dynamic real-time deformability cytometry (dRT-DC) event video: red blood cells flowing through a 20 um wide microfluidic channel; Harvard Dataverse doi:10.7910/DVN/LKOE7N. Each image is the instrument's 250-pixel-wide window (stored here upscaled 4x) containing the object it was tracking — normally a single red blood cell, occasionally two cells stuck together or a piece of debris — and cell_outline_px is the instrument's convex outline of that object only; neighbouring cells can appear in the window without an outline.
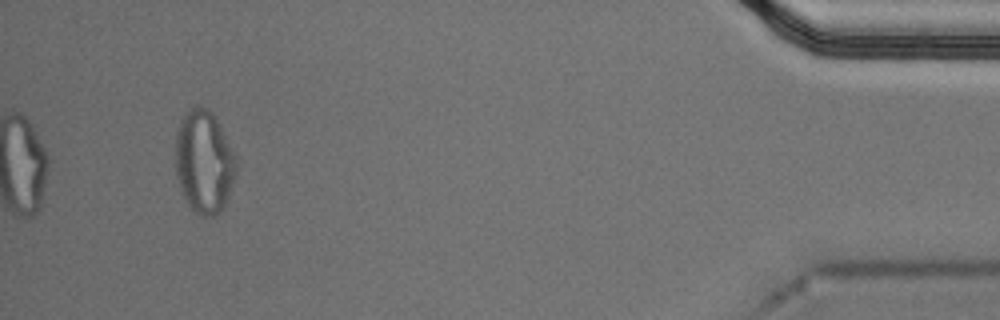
{"species": "Egyptian fruit bat (a non-hibernating species)", "species_latin": "Rousettus aegyptiacus", "temperature_condition": "cold", "stored_images_in_passage": 44, "segment_of_instrument_passage": [2, 2], "camera_frame_rate_fps": 3000, "um_per_image_px": 0.085, "animal": {"sex": "male"}, "frame": {"image": 1, "passage_image": 44, "time_ms": 14.333, "image_size_px": [1000, 320], "cell_outline_px": [[236, 172], [228, 196], [220, 212], [216, 216], [200, 216], [188, 204], [180, 188], [176, 176], [176, 132], [180, 120], [188, 108], [196, 104], [200, 104], [208, 108], [216, 116], [236, 156]], "centroid_in_image_um": [17.34, 13.7], "position_along_channel_um": 417.9, "area_um2": 36.76}}